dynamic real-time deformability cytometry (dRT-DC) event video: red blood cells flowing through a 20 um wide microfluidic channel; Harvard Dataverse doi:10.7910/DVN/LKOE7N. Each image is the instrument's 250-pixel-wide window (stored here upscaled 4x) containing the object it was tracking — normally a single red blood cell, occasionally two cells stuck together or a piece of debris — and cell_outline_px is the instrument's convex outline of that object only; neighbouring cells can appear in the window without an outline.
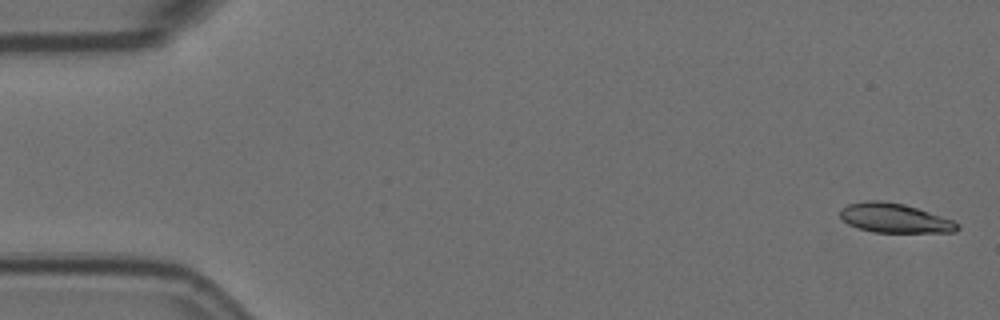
{"species": "Egyptian fruit bat (a non-hibernating species)", "species_latin": "Rousettus aegyptiacus", "temperature_condition": "room temperature", "stored_images_in_passage": 6, "camera_frame_rate_fps": 3000, "um_per_image_px": 0.085, "animal": {"sex": "female"}, "frame": {"image": 1, "passage_image": 1, "time_ms": 0.0, "image_size_px": [1000, 320], "cell_outline_px": [[960, 228], [956, 232], [872, 232], [848, 224], [840, 216], [840, 208], [848, 204], [864, 200], [880, 200], [904, 204], [952, 220], [960, 224]], "centroid_in_image_um": [76.02, 18.53], "position_along_channel_um": 9.0, "area_um2": 19.94}}
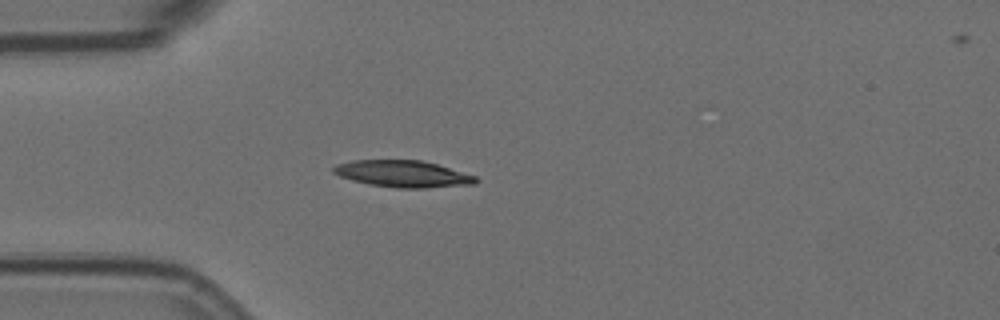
{"frame": {"image": 2, "passage_image": 5, "time_ms": 1.333, "image_size_px": [1000, 320], "cell_outline_px": [[480, 180], [476, 184], [428, 188], [396, 188], [368, 184], [352, 180], [340, 176], [332, 172], [332, 168], [336, 164], [352, 160], [420, 160], [436, 164], [476, 176]], "centroid_in_image_um": [34.25, 14.78], "position_along_channel_um": 50.8, "area_um2": 22.25}}